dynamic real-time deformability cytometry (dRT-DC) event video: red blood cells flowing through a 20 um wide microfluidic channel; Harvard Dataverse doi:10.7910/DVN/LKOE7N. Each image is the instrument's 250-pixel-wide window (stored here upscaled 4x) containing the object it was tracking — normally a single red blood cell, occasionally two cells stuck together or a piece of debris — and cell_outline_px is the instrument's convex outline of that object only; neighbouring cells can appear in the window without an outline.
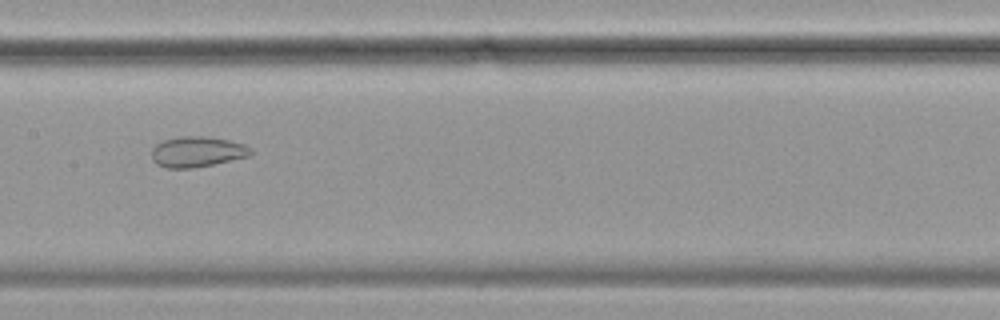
{"species": "common noctule bat (a hibernating species)", "species_latin": "Nyctalus noctula", "temperature_condition": "cold", "stored_images_in_passage": 57, "camera_frame_rate_fps": 3000, "um_per_image_px": 0.085, "animal": {"sex": "female", "body_mass_g": 19.9}, "frame": {"image": 1, "passage_image": 28, "time_ms": 9.0, "image_size_px": [1000, 320], "cell_outline_px": [[252, 152], [248, 156], [212, 164], [192, 168], [168, 168], [156, 164], [152, 160], [152, 148], [156, 144], [164, 140], [176, 136], [204, 136], [228, 140], [244, 144], [252, 148]], "centroid_in_image_um": [16.73, 12.89], "position_along_channel_um": 190.7, "area_um2": 17.57}}
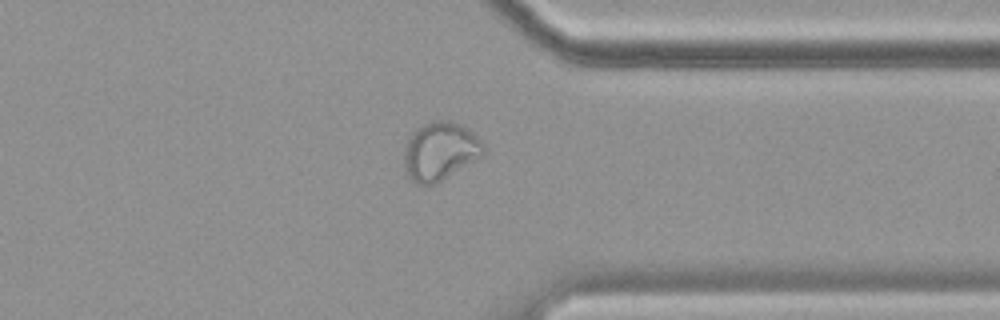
{"frame": {"image": 2, "passage_image": 44, "time_ms": 14.333, "image_size_px": [1000, 320], "cell_outline_px": [[484, 156], [436, 184], [416, 184], [404, 172], [404, 144], [408, 136], [416, 128], [432, 120], [448, 120], [460, 124], [468, 128], [484, 144]], "centroid_in_image_um": [37.39, 12.85], "position_along_channel_um": 374.0, "area_um2": 27.51}}
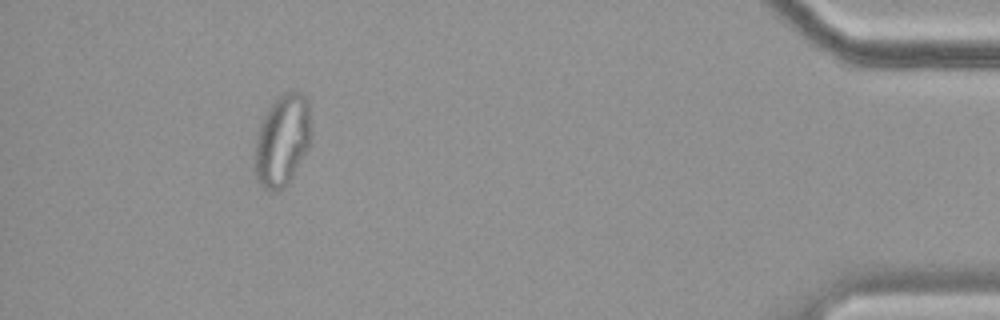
{"frame": {"image": 3, "passage_image": 52, "time_ms": 17.0, "image_size_px": [1000, 320], "cell_outline_px": [[312, 136], [308, 148], [288, 184], [280, 192], [272, 192], [264, 188], [260, 184], [256, 176], [256, 136], [260, 124], [268, 108], [284, 92], [304, 92], [308, 96]], "centroid_in_image_um": [24.04, 11.92], "position_along_channel_um": 411.2, "area_um2": 30.23}, "authors_computed_cell_mechanics": {"area_um2": 26.7614, "velocity_mm_per_s": 3.4988, "shape_relaxation_time_tau1_ms": null, "shape_relaxation_time_tau2_ms": 1.4679, "deformation_change_tau1": null, "deformation_change_tau2": 0.0676}}